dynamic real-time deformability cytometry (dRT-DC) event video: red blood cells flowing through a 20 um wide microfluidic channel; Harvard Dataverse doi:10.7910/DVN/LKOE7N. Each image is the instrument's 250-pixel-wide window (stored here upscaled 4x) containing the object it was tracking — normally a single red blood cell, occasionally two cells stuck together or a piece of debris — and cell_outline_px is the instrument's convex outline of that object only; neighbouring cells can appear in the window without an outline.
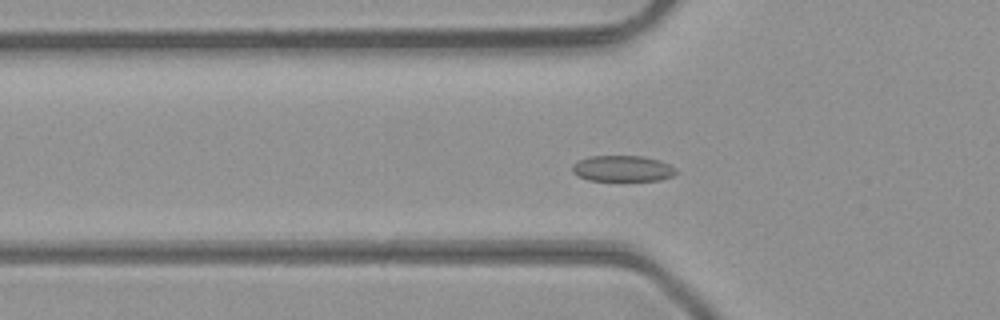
{"species": "common noctule bat (a hibernating species)", "species_latin": "Nyctalus noctula", "temperature_condition": "room temperature", "stored_images_in_passage": 49, "segment_of_instrument_passage": [1, 2], "camera_frame_rate_fps": 3000, "um_per_image_px": 0.085, "animal": {"sex": "male", "body_mass_g": 23.1, "forearm_length_mm": 52.7}, "frame": {"image": 1, "passage_image": 16, "time_ms": 5.0, "image_size_px": [1000, 320], "cell_outline_px": [[676, 172], [672, 176], [660, 180], [588, 180], [572, 172], [572, 164], [588, 156], [644, 156], [660, 160], [676, 168]], "centroid_in_image_um": [52.92, 14.31], "position_along_channel_um": 72.9, "area_um2": 15.61}}
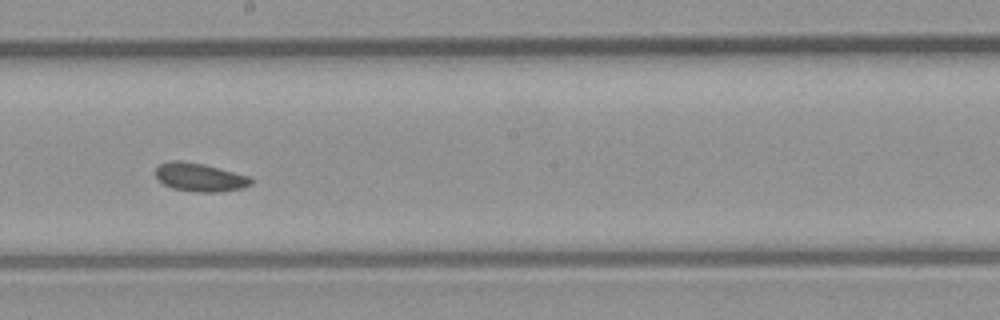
{"frame": {"image": 2, "passage_image": 27, "time_ms": 8.667, "image_size_px": [1000, 320], "cell_outline_px": [[252, 184], [244, 188], [220, 192], [196, 192], [172, 188], [164, 184], [156, 176], [156, 168], [160, 164], [172, 160], [180, 160], [204, 164], [252, 176]], "centroid_in_image_um": [17.04, 15.07], "position_along_channel_um": 231.2, "area_um2": 15.95}}
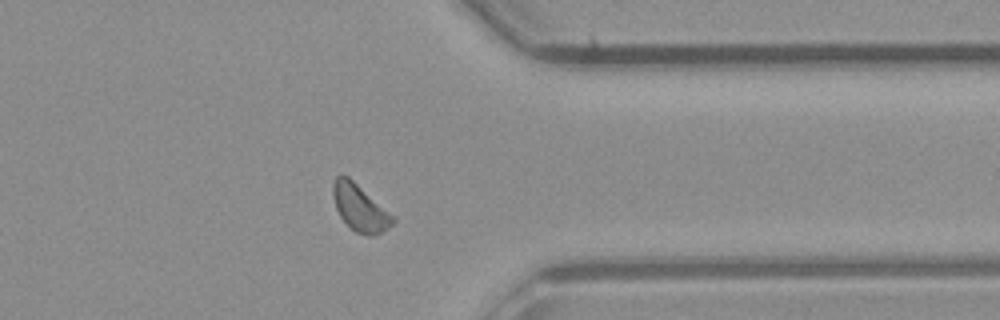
{"frame": {"image": 3, "passage_image": 38, "time_ms": 12.333, "image_size_px": [1000, 320], "cell_outline_px": [[396, 220], [392, 224], [376, 236], [368, 236], [356, 232], [340, 216], [336, 208], [332, 196], [332, 184], [336, 176], [348, 176], [396, 216]], "centroid_in_image_um": [30.62, 17.66], "position_along_channel_um": 380.8, "area_um2": 16.36}}